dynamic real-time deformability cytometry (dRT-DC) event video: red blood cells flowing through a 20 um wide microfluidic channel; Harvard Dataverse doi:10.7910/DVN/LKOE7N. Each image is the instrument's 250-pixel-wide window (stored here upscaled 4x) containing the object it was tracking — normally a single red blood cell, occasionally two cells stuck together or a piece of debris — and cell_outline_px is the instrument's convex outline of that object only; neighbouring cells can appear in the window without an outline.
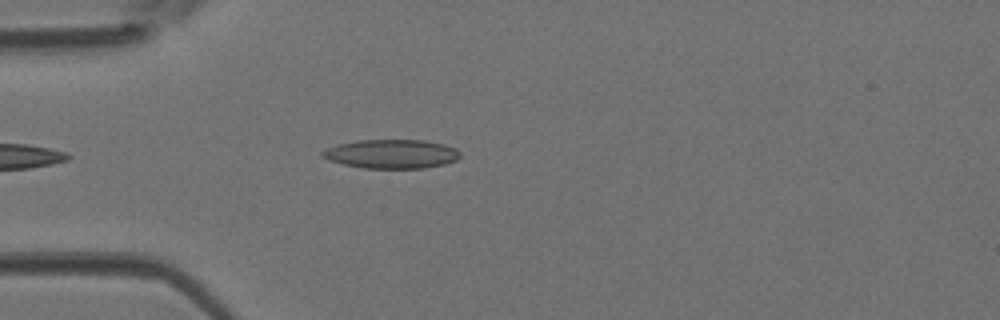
{"species": "Egyptian fruit bat (a non-hibernating species)", "species_latin": "Rousettus aegyptiacus", "temperature_condition": "room temperature", "stored_images_in_passage": 10, "camera_frame_rate_fps": 3000, "um_per_image_px": 0.085, "animal": {"sex": "female"}, "frame": {"image": 1, "passage_image": 4, "time_ms": 1.0, "image_size_px": [1000, 320], "cell_outline_px": [[460, 156], [456, 160], [444, 164], [424, 168], [364, 168], [344, 164], [328, 160], [320, 156], [320, 152], [324, 148], [336, 144], [356, 140], [424, 140], [444, 144], [456, 148], [460, 152]], "centroid_in_image_um": [33.23, 13.07], "position_along_channel_um": 51.8, "area_um2": 23.47}}
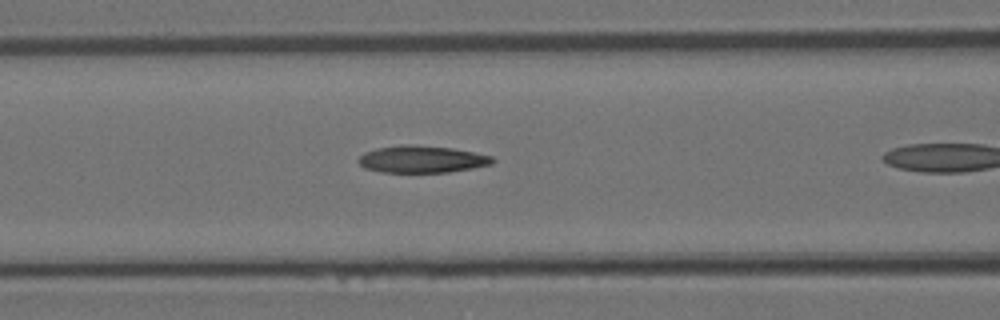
{"frame": {"image": 2, "passage_image": 7, "time_ms": 2.0, "image_size_px": [1000, 320], "cell_outline_px": [[496, 160], [492, 164], [472, 168], [448, 172], [380, 172], [364, 168], [356, 160], [364, 152], [376, 148], [408, 144], [412, 144], [452, 148], [492, 156]], "centroid_in_image_um": [35.83, 13.53], "position_along_channel_um": 130.8, "area_um2": 21.15}}